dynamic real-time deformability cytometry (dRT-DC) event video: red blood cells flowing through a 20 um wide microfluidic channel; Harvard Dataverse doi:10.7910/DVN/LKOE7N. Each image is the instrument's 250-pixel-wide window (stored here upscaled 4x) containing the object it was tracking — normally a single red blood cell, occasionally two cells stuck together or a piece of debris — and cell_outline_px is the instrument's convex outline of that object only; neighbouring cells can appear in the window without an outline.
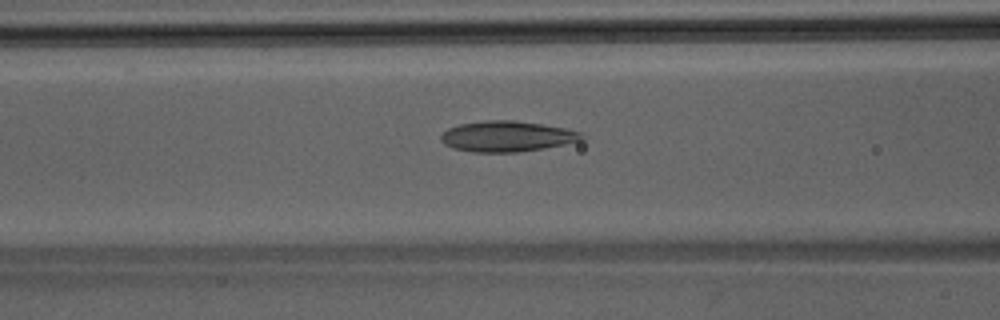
{"species": "Egyptian fruit bat (a non-hibernating species)", "species_latin": "Rousettus aegyptiacus", "temperature_condition": "room temperature", "stored_images_in_passage": 46, "camera_frame_rate_fps": 3000, "um_per_image_px": 0.085, "animal": {"sex": "male"}, "frame": {"image": 1, "passage_image": 19, "time_ms": 6.0, "image_size_px": [1000, 320], "cell_outline_px": [[584, 140], [544, 148], [520, 152], [472, 152], [452, 148], [444, 144], [440, 140], [440, 136], [448, 128], [460, 124], [488, 120], [516, 120], [564, 128], [580, 132], [584, 136]], "centroid_in_image_um": [43.08, 11.59], "position_along_channel_um": 123.5, "area_um2": 25.14}}
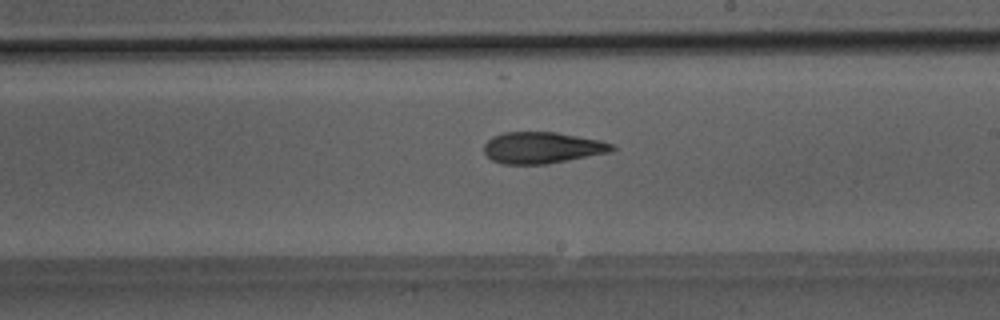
{"frame": {"image": 2, "passage_image": 27, "time_ms": 8.667, "image_size_px": [1000, 320], "cell_outline_px": [[616, 148], [612, 152], [548, 164], [500, 164], [492, 160], [484, 152], [484, 144], [492, 136], [504, 132], [556, 132], [600, 140], [612, 144]], "centroid_in_image_um": [46.08, 12.56], "position_along_channel_um": 242.9, "area_um2": 23.58}}
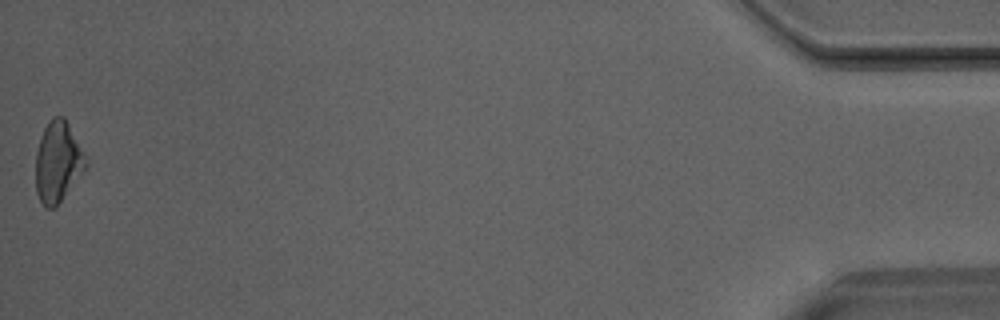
{"frame": {"image": 3, "passage_image": 46, "time_ms": 15.0, "image_size_px": [1000, 320], "cell_outline_px": [[88, 164], [56, 208], [44, 208], [36, 192], [36, 152], [40, 136], [44, 128], [52, 116], [64, 116], [88, 160]], "centroid_in_image_um": [4.9, 13.77], "position_along_channel_um": 430.3, "area_um2": 23.58}}